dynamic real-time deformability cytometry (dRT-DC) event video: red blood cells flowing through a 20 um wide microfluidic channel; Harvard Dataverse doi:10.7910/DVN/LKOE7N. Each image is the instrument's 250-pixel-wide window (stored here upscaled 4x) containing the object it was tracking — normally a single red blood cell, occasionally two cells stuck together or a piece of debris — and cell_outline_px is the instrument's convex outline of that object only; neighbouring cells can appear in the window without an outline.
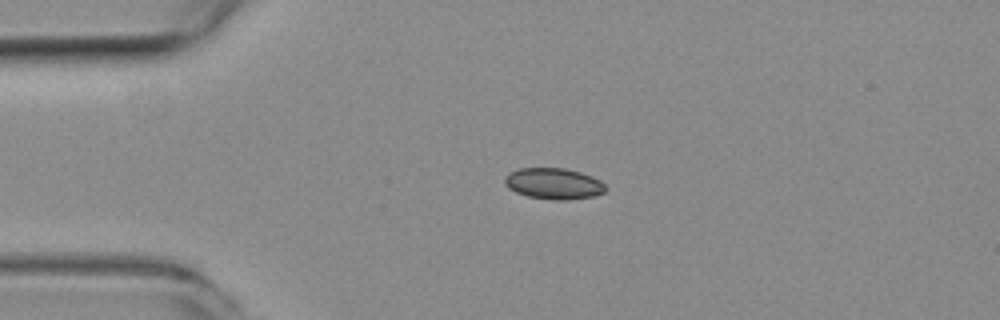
{"species": "common noctule bat (a hibernating species)", "species_latin": "Nyctalus noctula", "temperature_condition": "room temperature", "stored_images_in_passage": 51, "camera_frame_rate_fps": 3000, "um_per_image_px": 0.085, "animal": {"sex": "female", "body_mass_g": 19.3, "forearm_length_mm": 54.1}, "frame": {"image": 1, "passage_image": 11, "time_ms": 3.333, "image_size_px": [1000, 320], "cell_outline_px": [[608, 188], [604, 192], [596, 196], [568, 200], [552, 200], [528, 196], [516, 192], [508, 188], [504, 184], [504, 176], [508, 172], [520, 168], [564, 168], [580, 172], [592, 176], [600, 180]], "centroid_in_image_um": [47.06, 15.61], "position_along_channel_um": 37.9, "area_um2": 18.55}}
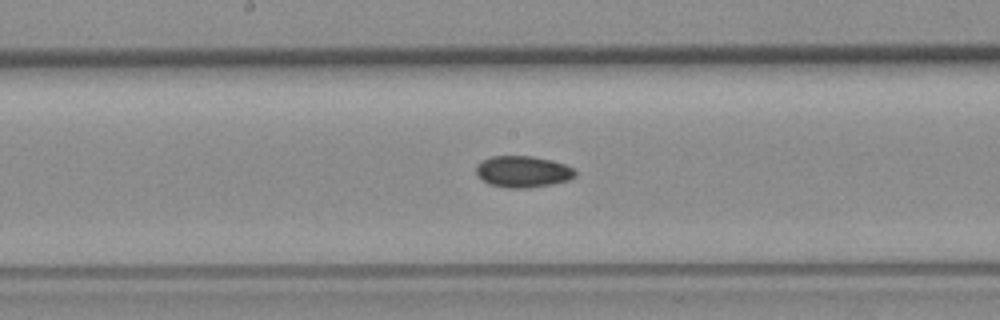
{"frame": {"image": 2, "passage_image": 26, "time_ms": 8.333, "image_size_px": [1000, 320], "cell_outline_px": [[576, 176], [568, 180], [552, 184], [528, 188], [508, 188], [488, 184], [476, 176], [476, 164], [480, 160], [492, 156], [532, 156], [552, 160], [564, 164], [572, 168], [576, 172]], "centroid_in_image_um": [44.4, 14.59], "position_along_channel_um": 203.8, "area_um2": 18.38}}
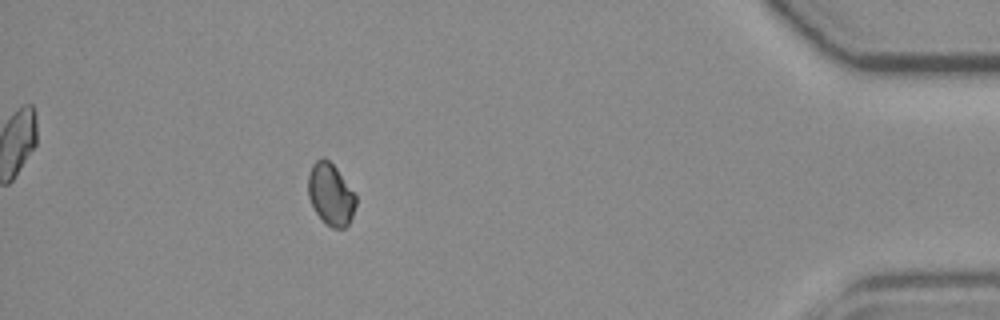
{"frame": {"image": 3, "passage_image": 46, "time_ms": 15.0, "image_size_px": [1000, 320], "cell_outline_px": [[356, 204], [352, 216], [348, 224], [344, 228], [332, 228], [316, 212], [308, 196], [308, 176], [312, 164], [320, 156], [324, 156], [336, 168], [356, 196]], "centroid_in_image_um": [28.1, 16.49], "position_along_channel_um": 407.1, "area_um2": 16.94}}